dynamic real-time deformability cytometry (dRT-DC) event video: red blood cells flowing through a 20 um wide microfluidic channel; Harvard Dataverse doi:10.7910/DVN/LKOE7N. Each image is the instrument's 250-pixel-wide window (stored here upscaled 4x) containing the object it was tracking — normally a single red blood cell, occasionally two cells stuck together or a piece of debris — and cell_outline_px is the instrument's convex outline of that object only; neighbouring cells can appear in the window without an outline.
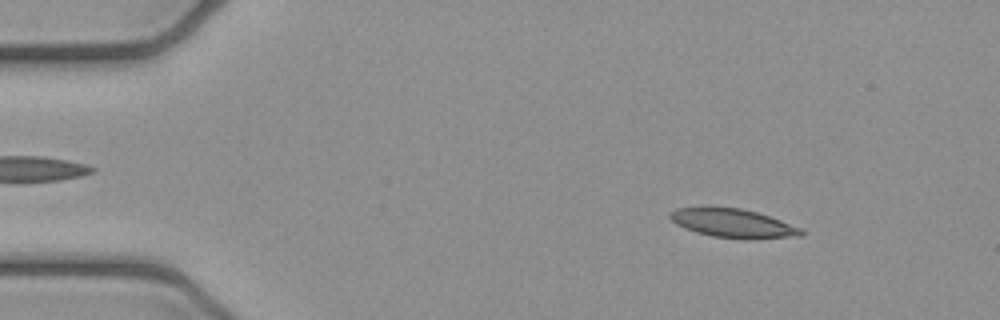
{"species": "common noctule bat (a hibernating species)", "species_latin": "Nyctalus noctula", "temperature_condition": "cold", "stored_images_in_passage": 5, "camera_frame_rate_fps": 3000, "um_per_image_px": 0.085, "animal": {"sex": "female", "body_mass_g": 21.9}, "frame": {"image": 1, "passage_image": 1, "time_ms": 0.0, "image_size_px": [1000, 320], "cell_outline_px": [[804, 236], [752, 240], [712, 236], [696, 232], [684, 228], [676, 224], [668, 216], [668, 212], [676, 208], [704, 204], [708, 204], [740, 208], [756, 212], [804, 228]], "centroid_in_image_um": [62.27, 18.94], "position_along_channel_um": 22.7, "area_um2": 23.06}}
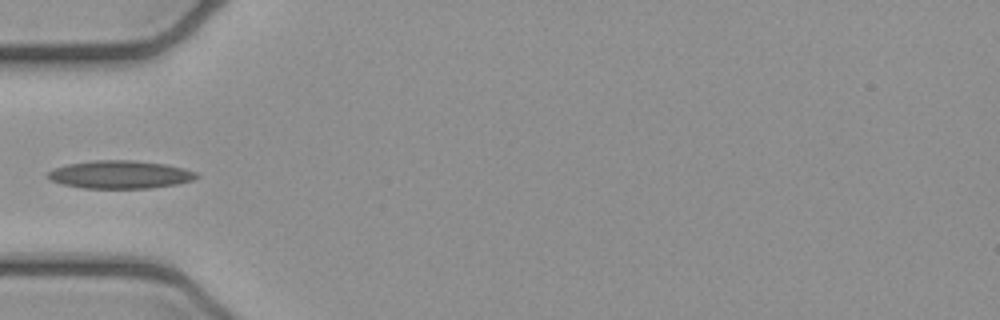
{"frame": {"image": 2, "passage_image": 4, "time_ms": 1.0, "image_size_px": [1000, 320], "cell_outline_px": [[200, 176], [192, 180], [176, 184], [148, 188], [84, 188], [64, 184], [52, 180], [44, 176], [52, 168], [68, 164], [96, 160], [132, 160], [164, 164], [184, 168], [196, 172]], "centroid_in_image_um": [10.19, 14.83], "position_along_channel_um": 74.8, "area_um2": 24.1}}
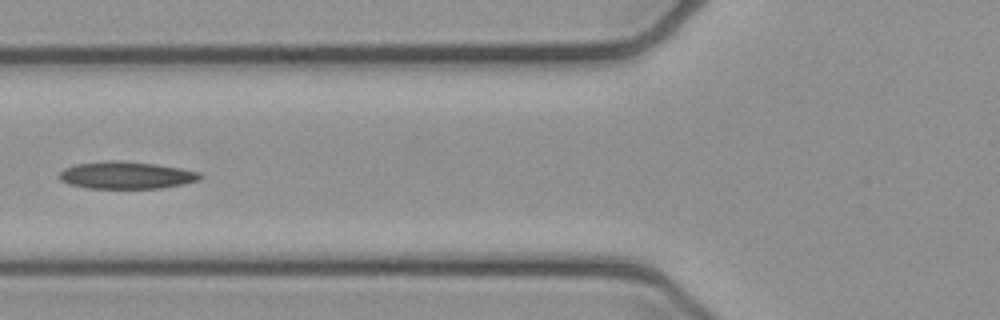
{"frame": {"image": 3, "passage_image": 5, "time_ms": 1.333, "image_size_px": [1000, 320], "cell_outline_px": [[204, 176], [200, 180], [184, 184], [160, 188], [88, 188], [68, 184], [60, 180], [56, 176], [64, 168], [76, 164], [104, 160], [120, 160], [156, 164], [180, 168], [200, 172]], "centroid_in_image_um": [10.72, 14.88], "position_along_channel_um": 115.1, "area_um2": 22.66}}